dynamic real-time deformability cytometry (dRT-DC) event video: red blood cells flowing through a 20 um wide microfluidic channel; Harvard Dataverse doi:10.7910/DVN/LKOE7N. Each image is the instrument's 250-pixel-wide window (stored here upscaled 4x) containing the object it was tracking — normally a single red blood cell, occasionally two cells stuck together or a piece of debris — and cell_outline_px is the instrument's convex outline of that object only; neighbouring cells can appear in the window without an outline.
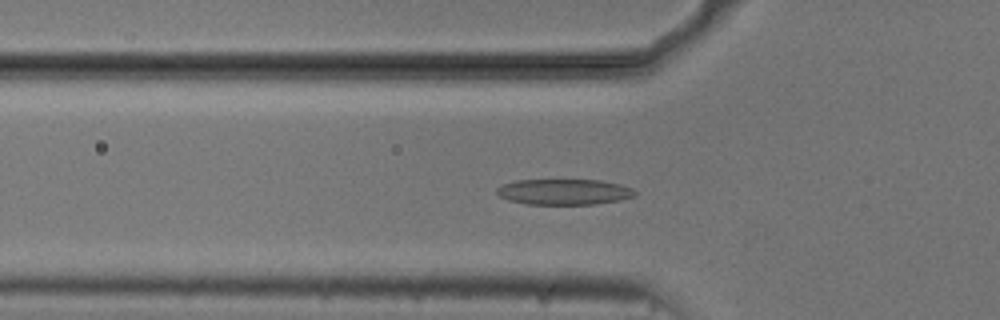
{"species": "common noctule bat (a hibernating species)", "species_latin": "Nyctalus noctula", "temperature_condition": "cold", "stored_images_in_passage": 55, "camera_frame_rate_fps": 3000, "um_per_image_px": 0.085, "animal": {"sex": "male", "body_mass_g": 20.5, "forearm_length_mm": 52.5}, "frame": {"image": 1, "passage_image": 18, "time_ms": 5.667, "image_size_px": [1000, 320], "cell_outline_px": [[636, 196], [620, 200], [592, 204], [528, 204], [508, 200], [500, 196], [496, 192], [496, 188], [504, 184], [516, 180], [600, 180], [620, 184], [632, 188], [636, 192]], "centroid_in_image_um": [47.96, 16.3], "position_along_channel_um": 77.8, "area_um2": 20.63}}
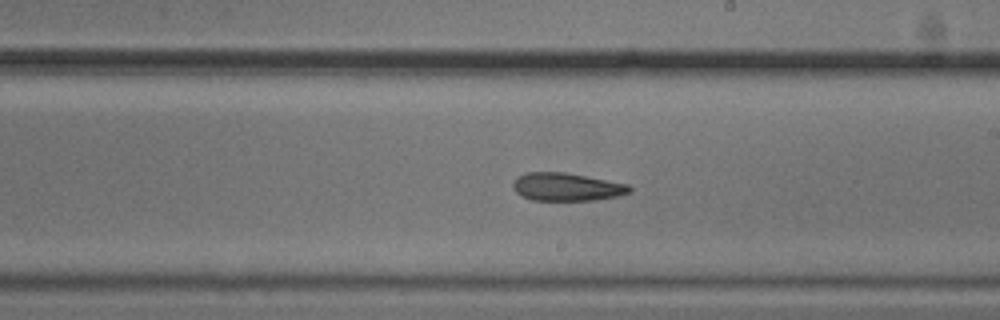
{"frame": {"image": 2, "passage_image": 31, "time_ms": 10.0, "image_size_px": [1000, 320], "cell_outline_px": [[632, 192], [620, 196], [596, 200], [532, 200], [520, 196], [512, 188], [512, 180], [516, 176], [524, 172], [564, 172], [628, 184], [632, 188]], "centroid_in_image_um": [48.13, 15.89], "position_along_channel_um": 240.9, "area_um2": 19.31}}
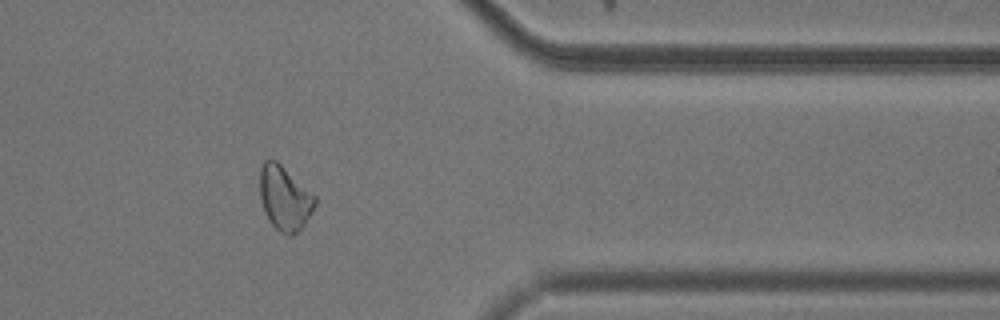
{"frame": {"image": 3, "passage_image": 44, "time_ms": 14.333, "image_size_px": [1000, 320], "cell_outline_px": [[316, 204], [312, 212], [304, 224], [292, 236], [288, 236], [280, 232], [268, 220], [264, 212], [260, 196], [260, 164], [264, 160], [276, 160], [316, 196]], "centroid_in_image_um": [24.18, 16.84], "position_along_channel_um": 387.2, "area_um2": 20.63}, "authors_computed_cell_mechanics": {"area_um2": 20.8658, "velocity_mm_per_s": 3.7378, "shape_relaxation_time_tau1_ms": null, "shape_relaxation_time_tau2_ms": 7.5127, "deformation_change_tau1": null, "deformation_change_tau2": 0.1784}}